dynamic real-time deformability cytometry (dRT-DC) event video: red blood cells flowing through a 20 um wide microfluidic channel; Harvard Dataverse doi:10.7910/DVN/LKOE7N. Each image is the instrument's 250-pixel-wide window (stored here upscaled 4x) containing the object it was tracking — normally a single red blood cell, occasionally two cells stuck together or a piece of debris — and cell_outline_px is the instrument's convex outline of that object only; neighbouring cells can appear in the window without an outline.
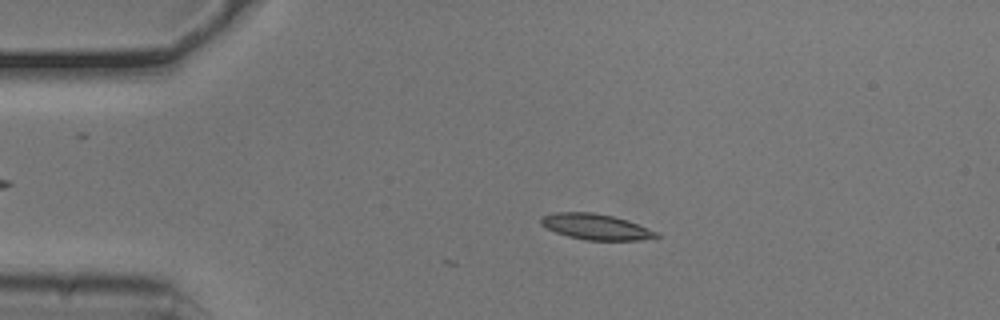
{"species": "common noctule bat (a hibernating species)", "species_latin": "Nyctalus noctula", "temperature_condition": "cold", "stored_images_in_passage": 12, "camera_frame_rate_fps": 3000, "um_per_image_px": 0.085, "animal": {"sex": "male", "body_mass_g": 20.5, "forearm_length_mm": 52.5}, "frame": {"image": 1, "passage_image": 10, "time_ms": 3.0, "image_size_px": [1000, 320], "cell_outline_px": [[660, 236], [640, 240], [584, 240], [568, 236], [556, 232], [540, 224], [540, 220], [544, 216], [556, 212], [592, 212], [612, 216], [628, 220], [660, 232]], "centroid_in_image_um": [50.69, 19.28], "position_along_channel_um": 34.3, "area_um2": 17.28}}